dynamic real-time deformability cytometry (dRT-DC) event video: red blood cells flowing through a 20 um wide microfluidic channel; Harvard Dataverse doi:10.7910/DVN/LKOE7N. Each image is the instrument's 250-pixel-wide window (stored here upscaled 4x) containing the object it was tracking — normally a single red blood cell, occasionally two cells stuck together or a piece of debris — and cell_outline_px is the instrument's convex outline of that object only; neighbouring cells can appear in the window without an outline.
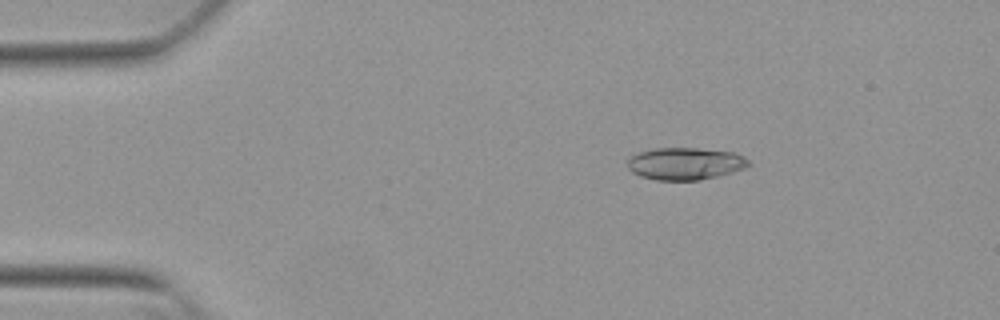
{"species": "Egyptian fruit bat (a non-hibernating species)", "species_latin": "Rousettus aegyptiacus", "temperature_condition": "warm", "stored_images_in_passage": 46, "camera_frame_rate_fps": 3000, "um_per_image_px": 0.085, "animal": {"sex": "female"}, "frame": {"image": 1, "passage_image": 2, "time_ms": 0.333, "image_size_px": [1000, 320], "cell_outline_px": [[752, 164], [744, 168], [732, 172], [700, 180], [656, 180], [640, 176], [632, 172], [628, 168], [628, 156], [640, 152], [656, 148], [696, 148], [736, 152], [744, 156]], "centroid_in_image_um": [58.25, 13.9], "position_along_channel_um": 26.8, "area_um2": 22.83}}
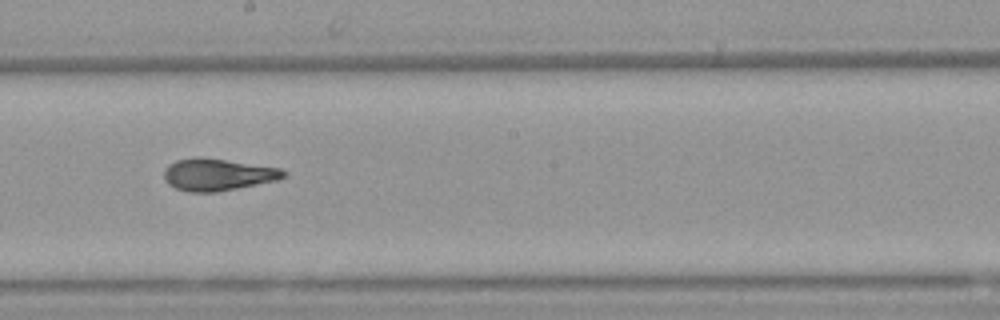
{"frame": {"image": 2, "passage_image": 23, "time_ms": 7.333, "image_size_px": [1000, 320], "cell_outline_px": [[288, 172], [284, 176], [276, 180], [216, 192], [188, 192], [176, 188], [168, 184], [164, 180], [164, 172], [168, 164], [176, 160], [200, 156], [280, 168]], "centroid_in_image_um": [18.46, 14.83], "position_along_channel_um": 229.7, "area_um2": 22.2}}
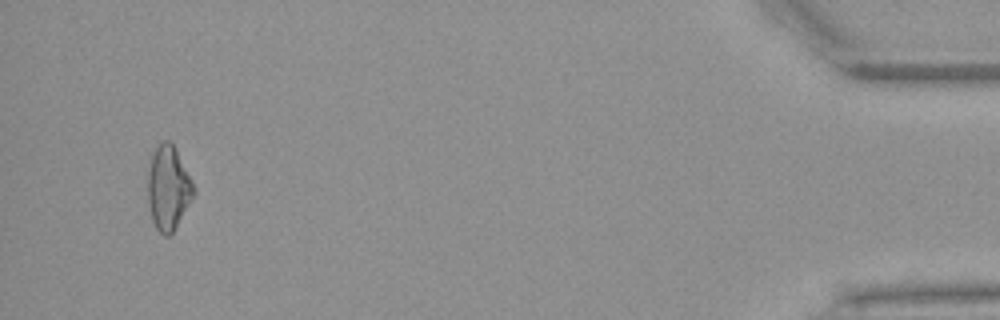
{"frame": {"image": 3, "passage_image": 44, "time_ms": 14.333, "image_size_px": [1000, 320], "cell_outline_px": [[196, 192], [172, 232], [168, 236], [164, 236], [156, 228], [152, 220], [148, 204], [148, 168], [152, 156], [156, 148], [164, 140], [168, 140], [172, 144], [192, 180], [196, 188]], "centroid_in_image_um": [14.3, 15.99], "position_along_channel_um": 420.9, "area_um2": 22.08}}